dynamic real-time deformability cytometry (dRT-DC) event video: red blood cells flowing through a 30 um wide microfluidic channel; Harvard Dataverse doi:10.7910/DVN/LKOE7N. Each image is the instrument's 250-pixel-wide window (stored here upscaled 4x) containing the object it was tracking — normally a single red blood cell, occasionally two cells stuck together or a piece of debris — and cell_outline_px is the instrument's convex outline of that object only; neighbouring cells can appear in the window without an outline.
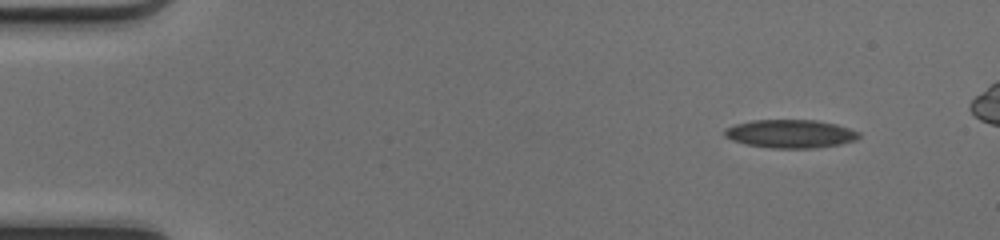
{"species": "common noctule bat (a hibernating species)", "species_latin": "Nyctalus noctula", "temperature_condition": "cold", "stored_images_in_passage": 43, "camera_frame_rate_fps": 3000, "um_per_image_px": 0.085, "animal": {"sex": "female", "body_mass_g": 17.0, "forearm_length_mm": 48.0}, "frame": {"image": 1, "passage_image": 1, "time_ms": 0.0, "image_size_px": [1000, 240], "cell_outline_px": [[860, 136], [856, 140], [836, 144], [808, 148], [776, 148], [748, 144], [732, 140], [724, 136], [724, 132], [728, 128], [736, 124], [752, 120], [812, 120], [836, 124], [860, 132]], "centroid_in_image_um": [67.19, 11.36], "position_along_channel_um": 17.8, "area_um2": 21.68}}
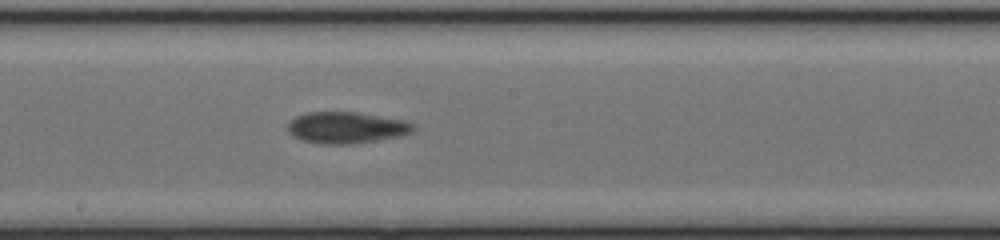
{"frame": {"image": 2, "passage_image": 24, "time_ms": 7.667, "image_size_px": [1000, 240], "cell_outline_px": [[416, 128], [412, 132], [400, 136], [348, 144], [324, 144], [304, 140], [296, 136], [288, 128], [288, 124], [296, 116], [308, 112], [356, 112], [404, 120], [416, 124]], "centroid_in_image_um": [29.51, 10.83], "position_along_channel_um": 218.7, "area_um2": 22.6}}
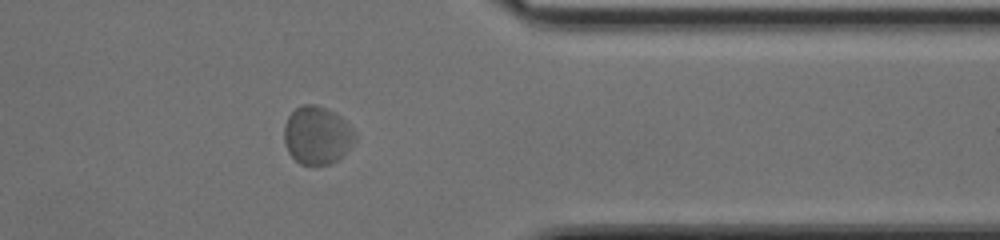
{"frame": {"image": 3, "passage_image": 37, "time_ms": 12.0, "image_size_px": [1000, 240], "cell_outline_px": [[356, 140], [332, 164], [300, 164], [288, 152], [284, 140], [284, 124], [288, 116], [300, 104], [316, 104], [328, 108], [336, 112], [356, 132]], "centroid_in_image_um": [26.94, 11.46], "position_along_channel_um": 384.5, "area_um2": 23.99}}